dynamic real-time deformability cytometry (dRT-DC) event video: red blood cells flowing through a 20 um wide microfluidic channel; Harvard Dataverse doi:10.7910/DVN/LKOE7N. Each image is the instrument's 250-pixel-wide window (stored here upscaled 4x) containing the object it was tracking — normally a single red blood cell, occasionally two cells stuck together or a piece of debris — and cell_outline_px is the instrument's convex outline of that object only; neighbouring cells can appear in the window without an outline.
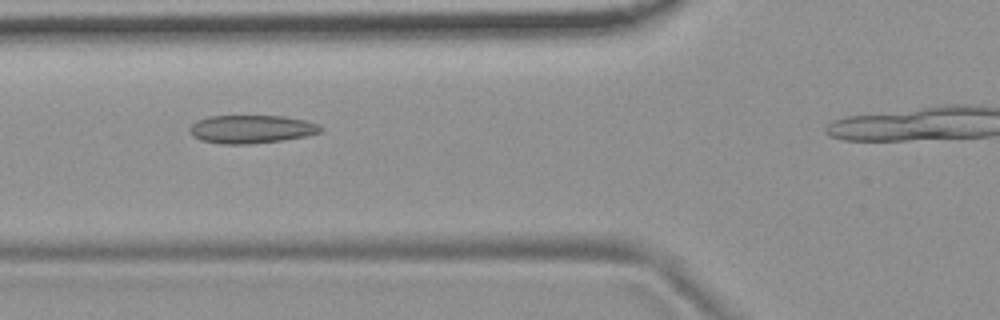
{"species": "common noctule bat (a hibernating species)", "species_latin": "Nyctalus noctula", "temperature_condition": "room temperature", "stored_images_in_passage": 32, "camera_frame_rate_fps": 3000, "um_per_image_px": 0.085, "animal": {"sex": "female", "body_mass_g": 19.9}, "frame": {"image": 1, "passage_image": 8, "time_ms": 2.333, "image_size_px": [1000, 320], "cell_outline_px": [[324, 128], [320, 132], [304, 136], [284, 140], [248, 144], [220, 144], [200, 140], [192, 136], [188, 132], [188, 128], [196, 120], [208, 116], [284, 116], [304, 120], [316, 124]], "centroid_in_image_um": [21.3, 10.98], "position_along_channel_um": 104.5, "area_um2": 21.62}}
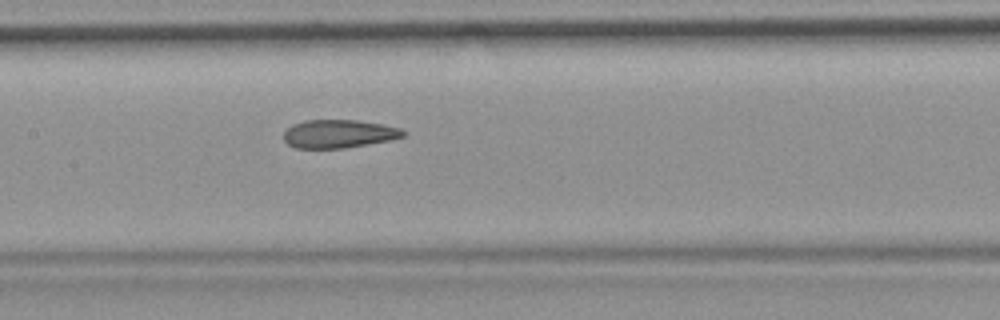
{"frame": {"image": 2, "passage_image": 14, "time_ms": 4.333, "image_size_px": [1000, 320], "cell_outline_px": [[408, 132], [404, 136], [392, 140], [344, 148], [296, 148], [288, 144], [284, 140], [284, 132], [292, 124], [304, 120], [356, 120], [380, 124], [400, 128]], "centroid_in_image_um": [28.8, 11.37], "position_along_channel_um": 178.6, "area_um2": 19.71}}
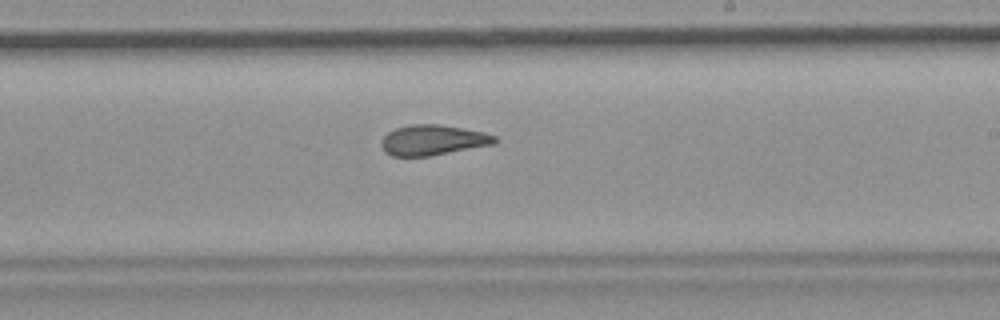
{"frame": {"image": 3, "passage_image": 20, "time_ms": 6.333, "image_size_px": [1000, 320], "cell_outline_px": [[496, 144], [428, 156], [392, 156], [384, 152], [380, 144], [384, 136], [388, 132], [396, 128], [412, 124], [440, 124], [484, 132], [496, 136]], "centroid_in_image_um": [36.79, 11.91], "position_along_channel_um": 252.2, "area_um2": 20.06}}